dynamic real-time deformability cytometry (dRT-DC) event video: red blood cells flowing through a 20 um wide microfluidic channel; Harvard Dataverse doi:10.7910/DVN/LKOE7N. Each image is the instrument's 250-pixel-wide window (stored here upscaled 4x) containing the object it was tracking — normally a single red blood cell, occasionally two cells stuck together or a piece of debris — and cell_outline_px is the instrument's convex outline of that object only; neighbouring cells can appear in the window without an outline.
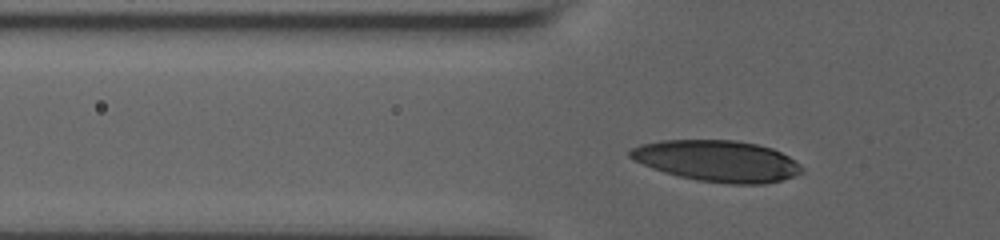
{"species": "human", "species_latin": "Homo sapiens", "temperature_condition": "room temperature", "stored_images_in_passage": 36, "camera_frame_rate_fps": 3000, "um_per_image_px": 0.085, "donor": {"sex": "male"}, "frame": {"image": 1, "passage_image": 8, "time_ms": 2.333, "image_size_px": [1000, 240], "cell_outline_px": [[804, 172], [780, 180], [764, 184], [728, 184], [696, 180], [664, 172], [652, 168], [628, 156], [628, 152], [632, 148], [640, 144], [660, 140], [736, 140], [756, 144], [772, 148], [796, 160], [800, 164]], "centroid_in_image_um": [60.98, 13.68], "position_along_channel_um": 64.8, "area_um2": 41.21}}
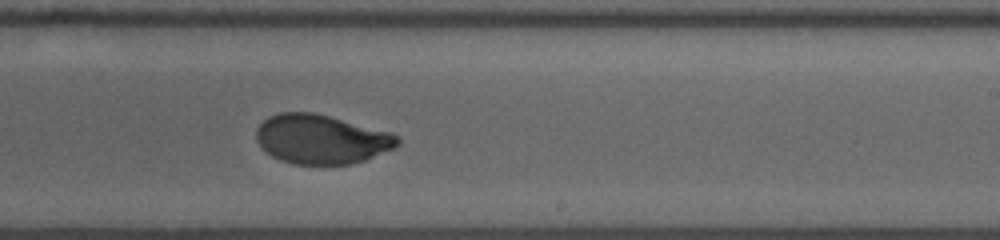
{"frame": {"image": 2, "passage_image": 24, "time_ms": 7.667, "image_size_px": [1000, 240], "cell_outline_px": [[400, 144], [392, 148], [364, 160], [352, 164], [292, 164], [280, 160], [272, 156], [256, 140], [256, 128], [268, 116], [280, 112], [312, 112], [392, 132], [400, 136]], "centroid_in_image_um": [27.31, 11.83], "position_along_channel_um": 261.7, "area_um2": 40.4}}
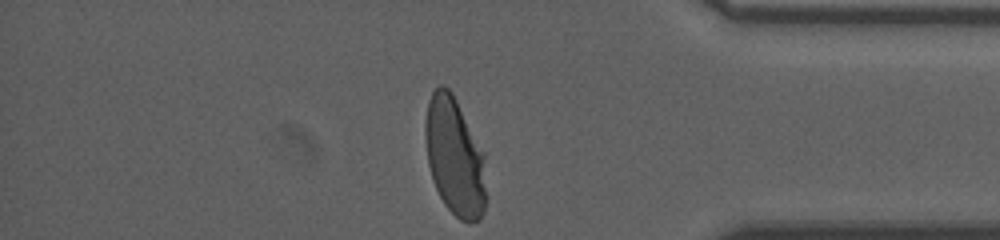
{"frame": {"image": 3, "passage_image": 36, "time_ms": 11.667, "image_size_px": [1000, 240], "cell_outline_px": [[484, 212], [480, 220], [460, 220], [444, 204], [432, 180], [428, 164], [424, 136], [424, 124], [428, 100], [432, 92], [440, 84], [448, 88], [452, 92], [484, 152]], "centroid_in_image_um": [38.61, 13.27], "position_along_channel_um": 396.6, "area_um2": 41.62}, "authors_computed_cell_mechanics": {"area_um2": 41.1536, "velocity_mm_per_s": 3.8351, "shape_relaxation_time_tau1_ms": 4.3856, "shape_relaxation_time_tau2_ms": null, "deformation_change_tau1": 0.1933, "deformation_change_tau2": null}}